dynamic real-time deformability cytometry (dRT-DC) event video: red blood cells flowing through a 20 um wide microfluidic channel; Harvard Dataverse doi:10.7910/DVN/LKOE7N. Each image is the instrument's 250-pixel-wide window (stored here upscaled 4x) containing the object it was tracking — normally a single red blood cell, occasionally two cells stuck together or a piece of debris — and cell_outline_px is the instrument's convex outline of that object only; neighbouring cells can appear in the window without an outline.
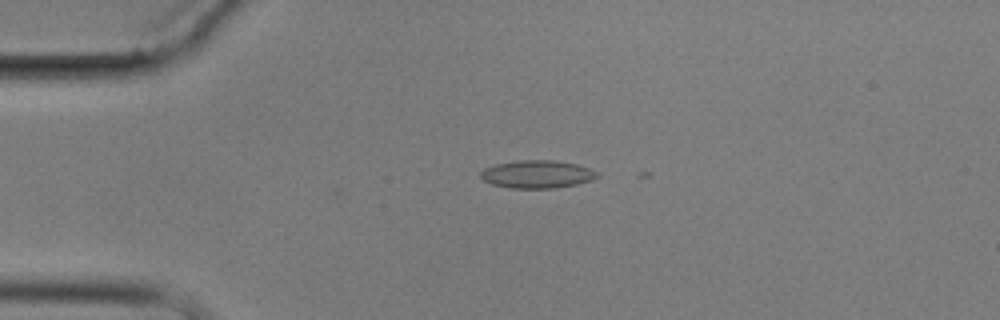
{"species": "common noctule bat (a hibernating species)", "species_latin": "Nyctalus noctula", "temperature_condition": "cold", "stored_images_in_passage": 5, "camera_frame_rate_fps": 3000, "um_per_image_px": 0.085, "animal": {"sex": "male", "body_mass_g": 17.9}, "frame": {"image": 1, "passage_image": 3, "time_ms": 2.333, "image_size_px": [1000, 320], "cell_outline_px": [[600, 176], [592, 180], [576, 184], [556, 188], [512, 188], [492, 184], [484, 180], [480, 176], [480, 172], [484, 168], [496, 164], [520, 160], [556, 160], [576, 164], [588, 168], [596, 172]], "centroid_in_image_um": [45.66, 14.81], "position_along_channel_um": 39.3, "area_um2": 18.84}}